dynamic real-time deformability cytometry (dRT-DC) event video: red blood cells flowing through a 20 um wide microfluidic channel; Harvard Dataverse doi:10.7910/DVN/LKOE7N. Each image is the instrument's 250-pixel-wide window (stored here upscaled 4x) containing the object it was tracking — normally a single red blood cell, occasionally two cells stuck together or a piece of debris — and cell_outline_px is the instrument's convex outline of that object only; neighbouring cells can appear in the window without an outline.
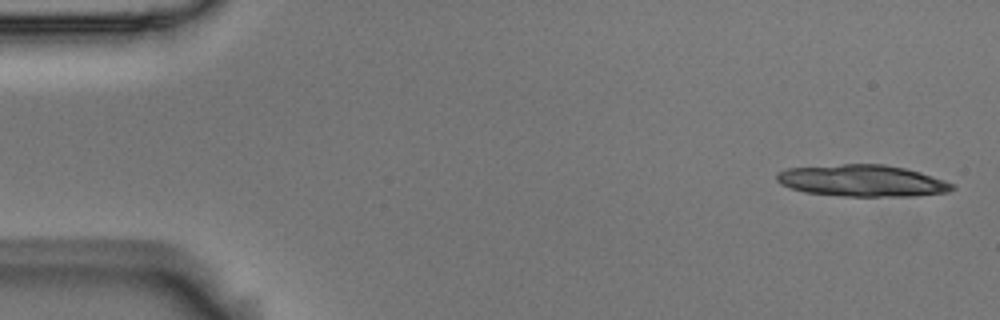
{"species": "Egyptian fruit bat (a non-hibernating species)", "species_latin": "Rousettus aegyptiacus", "temperature_condition": "room temperature", "stored_images_in_passage": 4, "camera_frame_rate_fps": 3000, "um_per_image_px": 0.085, "animal": {"sex": "male"}, "frame": {"image": 1, "passage_image": 1, "time_ms": 0.0, "image_size_px": [1000, 320], "cell_outline_px": [[956, 188], [948, 192], [916, 196], [844, 196], [804, 192], [780, 184], [776, 180], [776, 172], [788, 168], [844, 164], [884, 164], [904, 168], [920, 172], [944, 180], [952, 184]], "centroid_in_image_um": [73.28, 15.36], "position_along_channel_um": 11.7, "area_um2": 32.37}}